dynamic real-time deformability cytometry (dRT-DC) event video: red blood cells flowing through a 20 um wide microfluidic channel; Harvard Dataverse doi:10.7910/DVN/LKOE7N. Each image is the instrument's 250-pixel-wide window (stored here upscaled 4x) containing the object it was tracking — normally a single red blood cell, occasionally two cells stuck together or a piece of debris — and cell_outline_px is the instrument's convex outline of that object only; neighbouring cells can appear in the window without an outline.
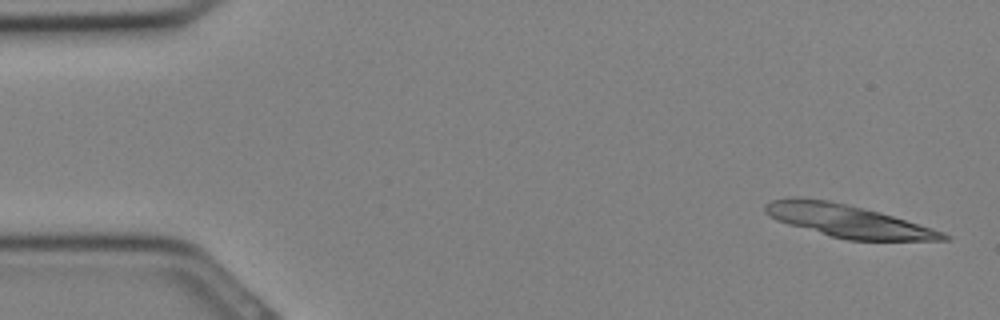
{"species": "Egyptian fruit bat (a non-hibernating species)", "species_latin": "Rousettus aegyptiacus", "temperature_condition": "cold", "stored_images_in_passage": 8, "camera_frame_rate_fps": 3000, "um_per_image_px": 0.085, "animal": {"sex": "female"}, "frame": {"image": 1, "passage_image": 1, "time_ms": 0.0, "image_size_px": [1000, 320], "cell_outline_px": [[952, 236], [948, 240], [848, 240], [832, 236], [788, 224], [776, 220], [764, 212], [764, 204], [772, 200], [788, 196], [800, 196], [828, 200], [880, 212], [932, 228], [944, 232]], "centroid_in_image_um": [72.02, 18.76], "position_along_channel_um": 13.0, "area_um2": 33.76}}